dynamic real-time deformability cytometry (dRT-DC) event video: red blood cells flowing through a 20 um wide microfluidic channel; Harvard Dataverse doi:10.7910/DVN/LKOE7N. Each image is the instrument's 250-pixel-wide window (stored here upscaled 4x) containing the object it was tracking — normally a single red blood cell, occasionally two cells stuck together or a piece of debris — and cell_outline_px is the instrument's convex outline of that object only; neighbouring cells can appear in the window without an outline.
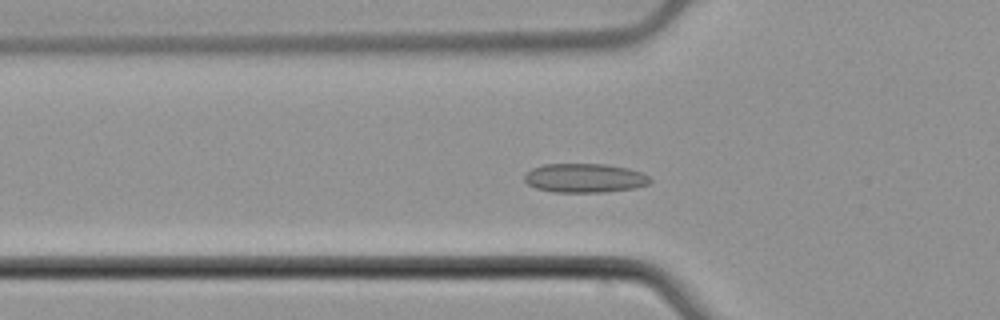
{"species": "common noctule bat (a hibernating species)", "species_latin": "Nyctalus noctula", "temperature_condition": "cold", "stored_images_in_passage": 46, "camera_frame_rate_fps": 3000, "um_per_image_px": 0.085, "animal": {"sex": "male", "body_mass_g": 21.5, "forearm_length_mm": 52.0}, "frame": {"image": 1, "passage_image": 10, "time_ms": 3.0, "image_size_px": [1000, 320], "cell_outline_px": [[652, 180], [648, 184], [636, 188], [604, 192], [552, 192], [536, 188], [528, 184], [524, 180], [524, 176], [532, 168], [544, 164], [604, 164], [628, 168], [640, 172], [648, 176]], "centroid_in_image_um": [49.7, 15.14], "position_along_channel_um": 76.1, "area_um2": 21.27}}
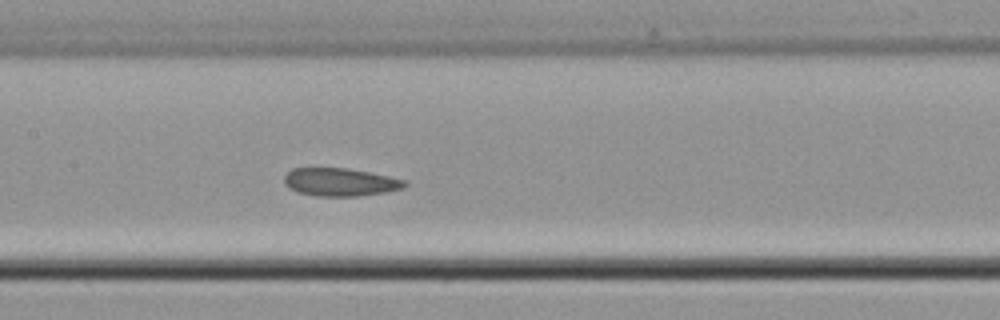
{"frame": {"image": 2, "passage_image": 18, "time_ms": 5.667, "image_size_px": [1000, 320], "cell_outline_px": [[408, 184], [404, 188], [384, 192], [360, 196], [316, 196], [296, 192], [288, 188], [284, 184], [284, 176], [292, 168], [348, 168], [388, 176], [404, 180]], "centroid_in_image_um": [28.88, 15.48], "position_along_channel_um": 178.5, "area_um2": 19.71}}
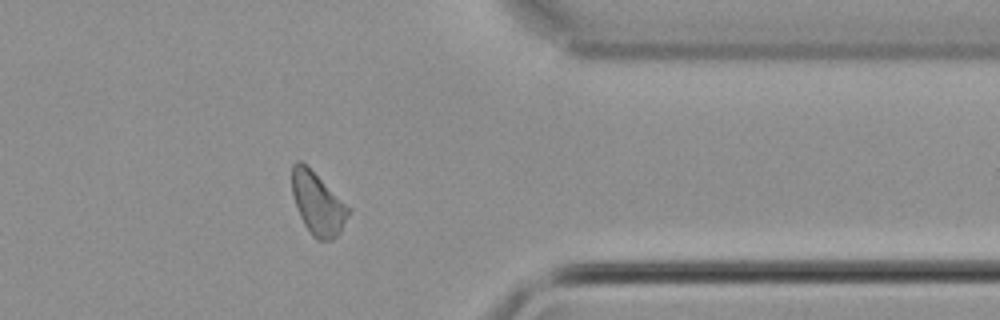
{"frame": {"image": 3, "passage_image": 35, "time_ms": 11.333, "image_size_px": [1000, 320], "cell_outline_px": [[352, 208], [340, 232], [332, 240], [316, 240], [312, 236], [304, 224], [300, 216], [292, 196], [292, 164], [296, 160], [300, 160]], "centroid_in_image_um": [27.01, 17.32], "position_along_channel_um": 384.4, "area_um2": 20.46}, "authors_computed_cell_mechanics": {"area_um2": 20.23, "velocity_mm_per_s": 3.8714, "shape_relaxation_time_tau1_ms": null, "shape_relaxation_time_tau2_ms": 6.1402, "deformation_change_tau1": null, "deformation_change_tau2": 0.1158}}